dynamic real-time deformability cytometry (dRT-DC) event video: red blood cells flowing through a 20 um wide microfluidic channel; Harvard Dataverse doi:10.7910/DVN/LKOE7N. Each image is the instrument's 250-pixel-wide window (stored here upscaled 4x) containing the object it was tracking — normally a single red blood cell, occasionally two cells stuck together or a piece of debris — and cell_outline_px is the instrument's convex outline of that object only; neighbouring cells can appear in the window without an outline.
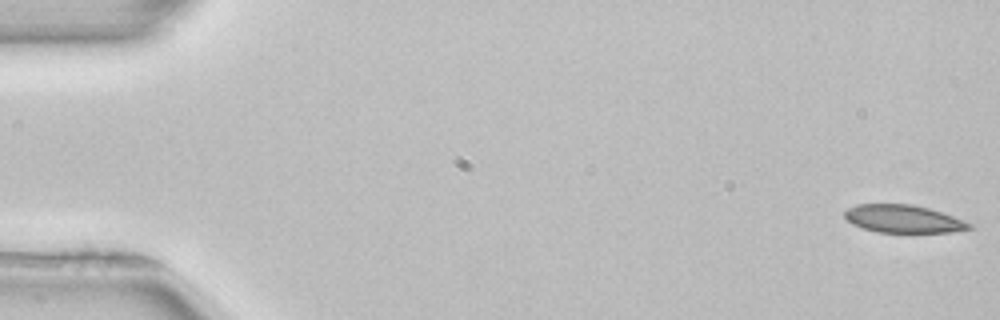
{"species": "common noctule bat (a hibernating species)", "species_latin": "Nyctalus noctula", "temperature_condition": "room temperature", "stored_images_in_passage": 52, "camera_frame_rate_fps": 3000, "um_per_image_px": 0.085, "animal": {"sex": "female", "body_mass_g": 22.7, "forearm_length_mm": 54.2}, "frame": {"image": 1, "passage_image": 1, "time_ms": 0.0, "image_size_px": [1000, 320], "cell_outline_px": [[972, 228], [952, 232], [876, 232], [852, 224], [844, 216], [844, 212], [848, 208], [856, 204], [912, 204], [928, 208], [952, 216], [972, 224]], "centroid_in_image_um": [76.75, 18.6], "position_along_channel_um": 8.3, "area_um2": 20.0}}
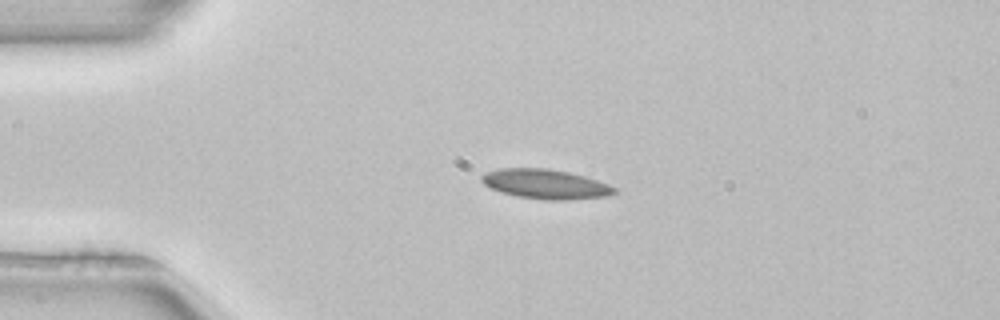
{"frame": {"image": 2, "passage_image": 12, "time_ms": 3.667, "image_size_px": [1000, 320], "cell_outline_px": [[620, 192], [604, 196], [564, 200], [548, 200], [516, 196], [500, 192], [484, 184], [480, 180], [480, 176], [484, 172], [500, 168], [548, 168], [568, 172], [584, 176], [608, 184], [616, 188]], "centroid_in_image_um": [46.33, 15.64], "position_along_channel_um": 38.7, "area_um2": 22.89}}
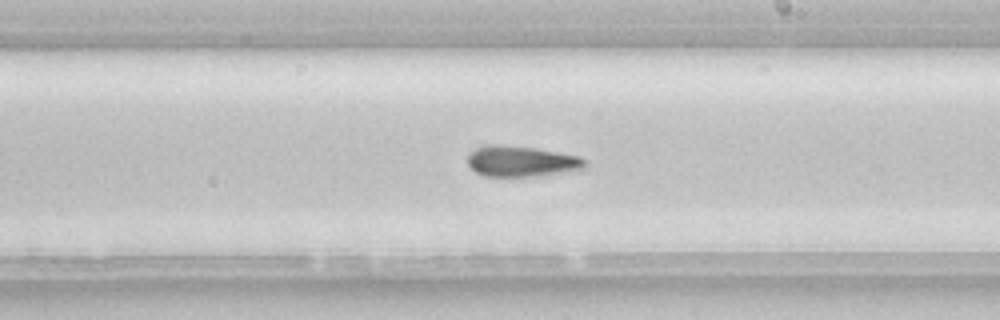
{"frame": {"image": 3, "passage_image": 30, "time_ms": 9.667, "image_size_px": [1000, 320], "cell_outline_px": [[588, 164], [584, 168], [572, 172], [532, 176], [484, 176], [476, 172], [468, 164], [468, 152], [476, 148], [488, 144], [500, 144], [536, 148], [580, 156], [588, 160]], "centroid_in_image_um": [44.36, 13.7], "position_along_channel_um": 244.6, "area_um2": 21.39}, "authors_computed_cell_mechanics": {"area_um2": 21.0103, "velocity_mm_per_s": 3.9814, "shape_relaxation_time_tau1_ms": 6.1251, "shape_relaxation_time_tau2_ms": 4.3971, "deformation_change_tau1": 0.1111, "deformation_change_tau2": 0.1016}}